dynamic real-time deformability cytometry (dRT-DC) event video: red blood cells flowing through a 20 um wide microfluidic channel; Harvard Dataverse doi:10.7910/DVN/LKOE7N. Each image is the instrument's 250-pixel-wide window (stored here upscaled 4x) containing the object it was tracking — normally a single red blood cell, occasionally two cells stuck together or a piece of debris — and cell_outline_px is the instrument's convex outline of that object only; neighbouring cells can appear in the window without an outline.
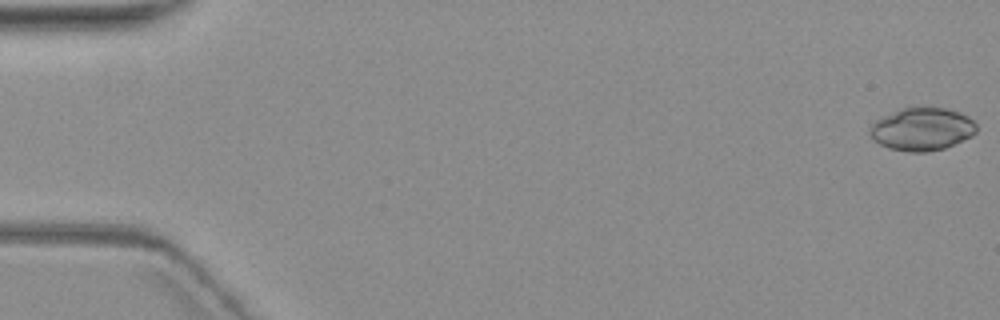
{"species": "common noctule bat (a hibernating species)", "species_latin": "Nyctalus noctula", "temperature_condition": "warm", "stored_images_in_passage": 3, "camera_frame_rate_fps": 3000, "um_per_image_px": 0.085, "animal": {"sex": "female", "body_mass_g": 19.3, "forearm_length_mm": 54.1}, "frame": {"image": 1, "passage_image": 1, "time_ms": 0.0, "image_size_px": [1000, 320], "cell_outline_px": [[976, 132], [972, 136], [944, 148], [928, 152], [908, 152], [888, 148], [880, 144], [868, 132], [868, 128], [876, 120], [900, 108], [944, 108], [960, 112], [968, 116], [976, 124]], "centroid_in_image_um": [78.37, 10.98], "position_along_channel_um": 6.6, "area_um2": 26.47}}